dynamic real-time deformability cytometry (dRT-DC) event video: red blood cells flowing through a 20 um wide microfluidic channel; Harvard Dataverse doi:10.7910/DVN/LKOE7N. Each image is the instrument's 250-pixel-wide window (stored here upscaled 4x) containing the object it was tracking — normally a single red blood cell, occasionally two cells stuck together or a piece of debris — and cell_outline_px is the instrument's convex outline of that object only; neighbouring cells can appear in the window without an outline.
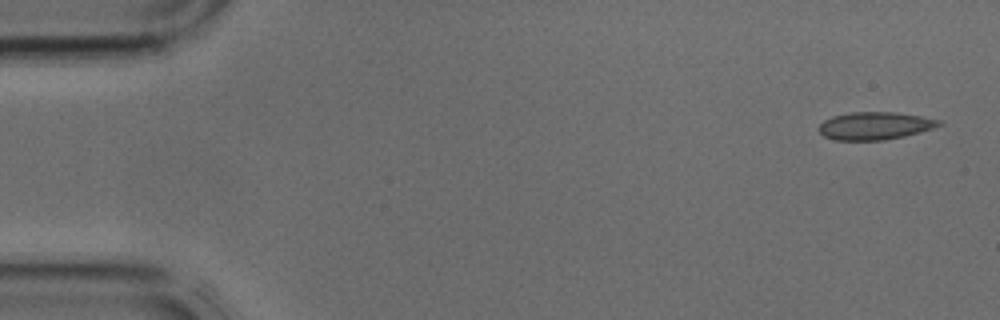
{"species": "common noctule bat (a hibernating species)", "species_latin": "Nyctalus noctula", "temperature_condition": "cold", "stored_images_in_passage": 4, "camera_frame_rate_fps": 3000, "um_per_image_px": 0.085, "animal": {"sex": "male", "body_mass_g": 17.9, "forearm_length_mm": 54.2}, "frame": {"image": 1, "passage_image": 1, "time_ms": 0.0, "image_size_px": [1000, 320], "cell_outline_px": [[944, 124], [920, 132], [904, 136], [884, 140], [836, 140], [824, 136], [816, 128], [824, 120], [832, 116], [852, 112], [892, 112], [920, 116], [940, 120]], "centroid_in_image_um": [74.34, 10.69], "position_along_channel_um": 10.7, "area_um2": 19.31}}
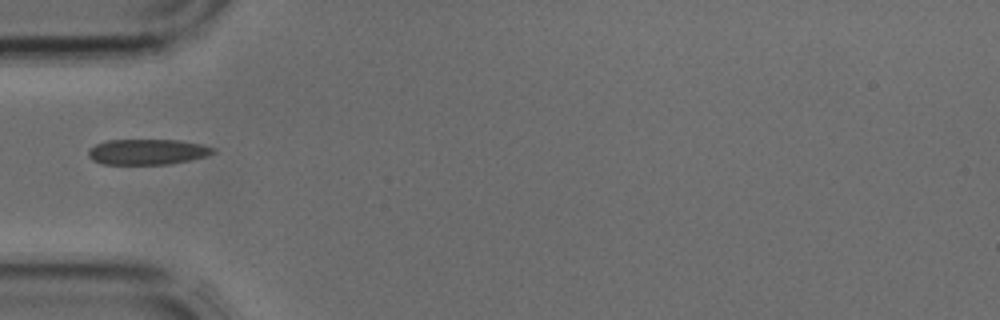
{"frame": {"image": 2, "passage_image": 4, "time_ms": 1.0, "image_size_px": [1000, 320], "cell_outline_px": [[216, 152], [208, 156], [168, 164], [100, 164], [92, 160], [88, 156], [88, 152], [96, 144], [108, 140], [180, 140], [200, 144], [216, 148]], "centroid_in_image_um": [12.55, 12.91], "position_along_channel_um": 72.5, "area_um2": 18.55}}